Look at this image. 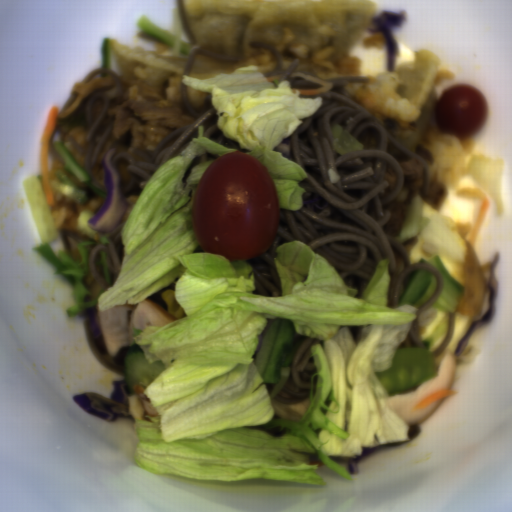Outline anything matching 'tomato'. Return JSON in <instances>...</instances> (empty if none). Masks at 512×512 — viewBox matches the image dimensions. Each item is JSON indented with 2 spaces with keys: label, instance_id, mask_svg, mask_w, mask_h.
Wrapping results in <instances>:
<instances>
[{
  "label": "tomato",
  "instance_id": "512abeb7",
  "mask_svg": "<svg viewBox=\"0 0 512 512\" xmlns=\"http://www.w3.org/2000/svg\"><path fill=\"white\" fill-rule=\"evenodd\" d=\"M279 220L276 185L256 157L235 150L220 155L200 174L191 223L207 253L239 261L264 252Z\"/></svg>",
  "mask_w": 512,
  "mask_h": 512
},
{
  "label": "tomato",
  "instance_id": "da07e99c",
  "mask_svg": "<svg viewBox=\"0 0 512 512\" xmlns=\"http://www.w3.org/2000/svg\"><path fill=\"white\" fill-rule=\"evenodd\" d=\"M487 112L483 94L471 85H456L443 91L434 104V119L441 133L463 139L474 135Z\"/></svg>",
  "mask_w": 512,
  "mask_h": 512
}]
</instances>
